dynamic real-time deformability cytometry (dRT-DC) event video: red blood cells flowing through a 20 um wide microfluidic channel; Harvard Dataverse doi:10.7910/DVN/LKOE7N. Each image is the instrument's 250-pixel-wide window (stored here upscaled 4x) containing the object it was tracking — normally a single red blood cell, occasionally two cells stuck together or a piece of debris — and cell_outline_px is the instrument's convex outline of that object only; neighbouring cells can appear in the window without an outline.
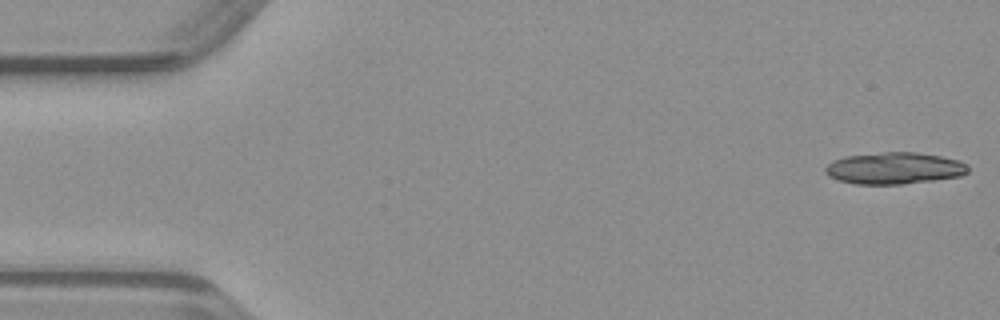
{"species": "common noctule bat (a hibernating species)", "species_latin": "Nyctalus noctula", "temperature_condition": "warm", "stored_images_in_passage": 12, "camera_frame_rate_fps": 3000, "um_per_image_px": 0.085, "animal": {"sex": "male", "body_mass_g": 23.1, "forearm_length_mm": 52.7}, "frame": {"image": 1, "passage_image": 1, "time_ms": 0.0, "image_size_px": [1000, 320], "cell_outline_px": [[968, 172], [960, 176], [904, 184], [856, 184], [840, 180], [828, 176], [824, 172], [824, 168], [832, 160], [844, 156], [884, 152], [916, 152], [940, 156], [956, 160], [968, 164]], "centroid_in_image_um": [75.98, 14.29], "position_along_channel_um": 9.0, "area_um2": 26.36}}
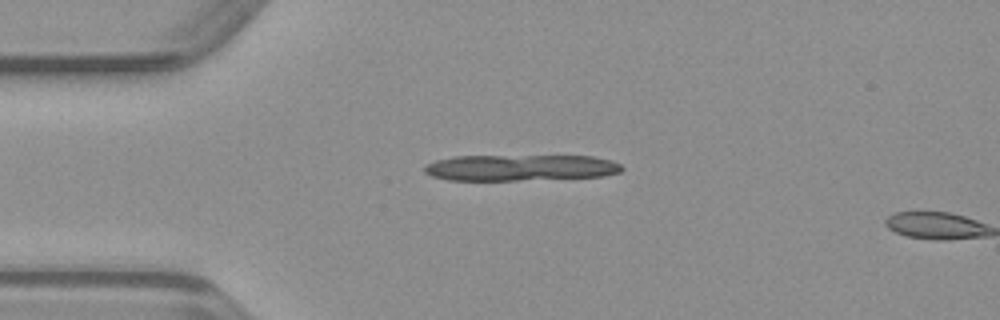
{"frame": {"image": 2, "passage_image": 11, "time_ms": 3.333, "image_size_px": [1000, 320], "cell_outline_px": [[624, 168], [620, 172], [604, 176], [516, 180], [448, 180], [432, 176], [424, 172], [424, 164], [436, 160], [452, 156], [592, 156], [612, 160], [620, 164]], "centroid_in_image_um": [44.21, 14.25], "position_along_channel_um": 40.8, "area_um2": 30.17}}